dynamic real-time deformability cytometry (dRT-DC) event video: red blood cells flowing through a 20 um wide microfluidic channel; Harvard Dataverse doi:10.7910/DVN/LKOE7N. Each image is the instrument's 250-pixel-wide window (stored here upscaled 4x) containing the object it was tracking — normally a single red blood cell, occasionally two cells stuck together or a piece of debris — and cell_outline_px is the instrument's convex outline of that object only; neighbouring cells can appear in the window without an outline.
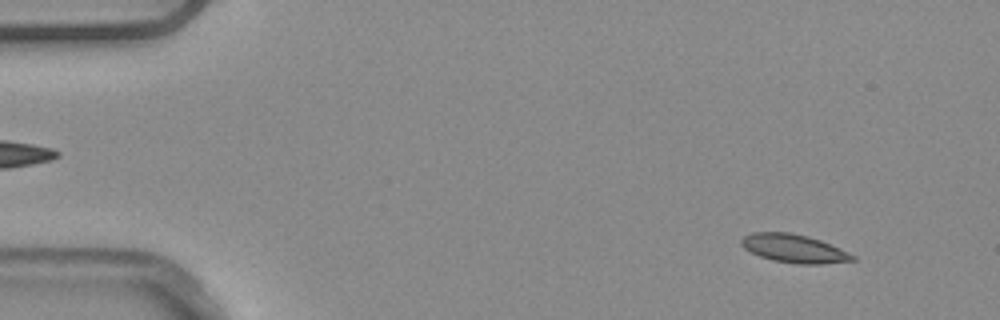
{"species": "common noctule bat (a hibernating species)", "species_latin": "Nyctalus noctula", "temperature_condition": "warm", "stored_images_in_passage": 3, "camera_frame_rate_fps": 3000, "um_per_image_px": 0.085, "animal": {"sex": "male", "body_mass_g": 20.4}, "frame": {"image": 1, "passage_image": 1, "time_ms": 0.0, "image_size_px": [1000, 320], "cell_outline_px": [[856, 260], [820, 264], [796, 264], [772, 260], [760, 256], [744, 248], [740, 244], [740, 240], [744, 236], [752, 232], [792, 232], [808, 236], [820, 240], [840, 248], [856, 256]], "centroid_in_image_um": [67.49, 21.12], "position_along_channel_um": 17.5, "area_um2": 18.44}}
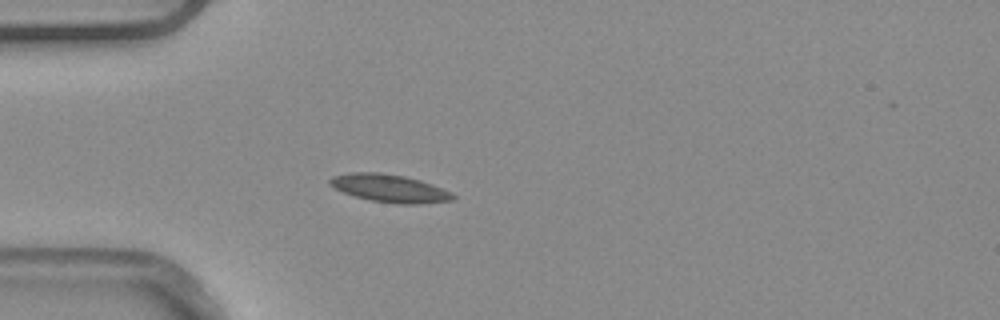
{"frame": {"image": 2, "passage_image": 3, "time_ms": 0.667, "image_size_px": [1000, 320], "cell_outline_px": [[456, 196], [452, 200], [420, 204], [400, 204], [368, 200], [344, 192], [328, 184], [328, 180], [332, 176], [352, 172], [380, 172], [404, 176], [420, 180], [432, 184], [452, 192]], "centroid_in_image_um": [33.12, 16.0], "position_along_channel_um": 51.9, "area_um2": 19.94}}